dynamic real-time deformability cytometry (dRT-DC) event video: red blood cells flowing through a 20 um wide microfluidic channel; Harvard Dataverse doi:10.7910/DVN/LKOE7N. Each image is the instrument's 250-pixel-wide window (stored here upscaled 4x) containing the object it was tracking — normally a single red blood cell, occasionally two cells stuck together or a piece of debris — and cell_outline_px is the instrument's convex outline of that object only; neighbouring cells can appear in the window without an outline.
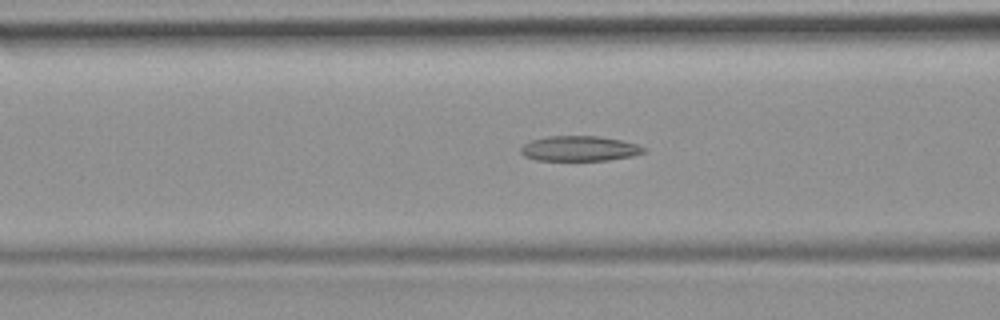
{"species": "common noctule bat (a hibernating species)", "species_latin": "Nyctalus noctula", "temperature_condition": "room temperature", "stored_images_in_passage": 49, "camera_frame_rate_fps": 3000, "um_per_image_px": 0.085, "animal": {"sex": "female", "body_mass_g": 19.9}, "frame": {"image": 1, "passage_image": 20, "time_ms": 6.333, "image_size_px": [1000, 320], "cell_outline_px": [[648, 148], [644, 152], [632, 156], [608, 160], [536, 160], [524, 156], [520, 152], [520, 148], [524, 144], [532, 140], [548, 136], [596, 136], [620, 140], [636, 144]], "centroid_in_image_um": [49.25, 12.63], "position_along_channel_um": 117.4, "area_um2": 17.92}}
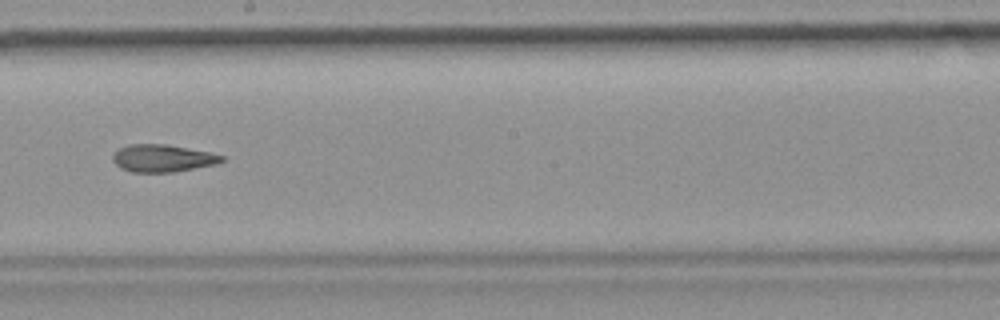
{"frame": {"image": 2, "passage_image": 29, "time_ms": 9.333, "image_size_px": [1000, 320], "cell_outline_px": [[224, 160], [216, 164], [172, 172], [132, 172], [120, 168], [112, 160], [112, 156], [120, 148], [128, 144], [164, 144], [208, 152], [224, 156]], "centroid_in_image_um": [13.79, 13.45], "position_along_channel_um": 234.4, "area_um2": 17.17}}
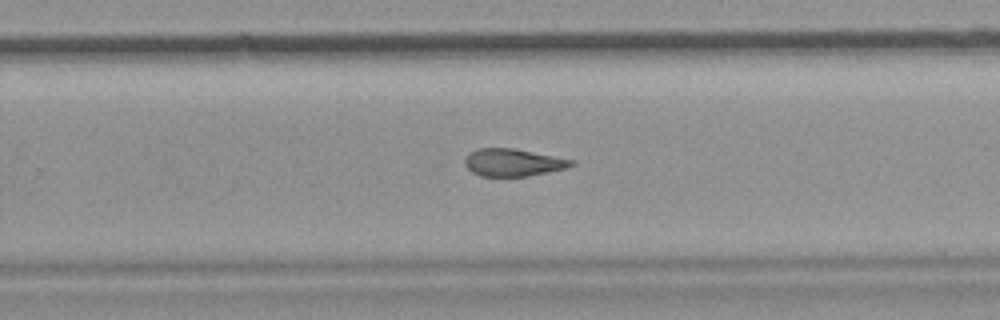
{"frame": {"image": 3, "passage_image": 33, "time_ms": 10.667, "image_size_px": [1000, 320], "cell_outline_px": [[576, 164], [568, 168], [528, 176], [480, 176], [472, 172], [464, 164], [464, 160], [468, 152], [476, 148], [512, 148], [572, 160]], "centroid_in_image_um": [43.56, 13.81], "position_along_channel_um": 286.2, "area_um2": 16.99}}